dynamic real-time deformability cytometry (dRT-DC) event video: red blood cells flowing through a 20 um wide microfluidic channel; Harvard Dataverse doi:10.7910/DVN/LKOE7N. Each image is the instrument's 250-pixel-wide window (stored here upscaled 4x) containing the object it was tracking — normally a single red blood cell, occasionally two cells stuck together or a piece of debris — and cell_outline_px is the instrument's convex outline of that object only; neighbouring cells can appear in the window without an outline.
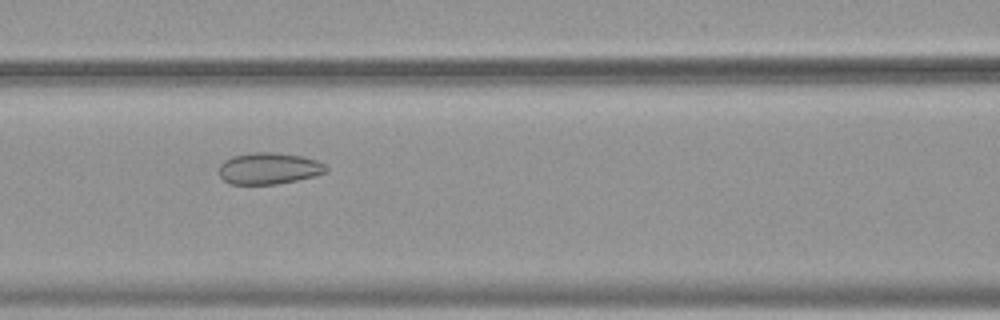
{"species": "common noctule bat (a hibernating species)", "species_latin": "Nyctalus noctula", "temperature_condition": "warm", "stored_images_in_passage": 55, "camera_frame_rate_fps": 3000, "um_per_image_px": 0.085, "animal": {"sex": "female", "body_mass_g": 19.9}, "frame": {"image": 1, "passage_image": 25, "time_ms": 8.0, "image_size_px": [1000, 320], "cell_outline_px": [[328, 172], [296, 180], [276, 184], [232, 184], [224, 180], [220, 176], [220, 164], [224, 160], [232, 156], [252, 152], [272, 152], [300, 156], [316, 160], [324, 164], [328, 168]], "centroid_in_image_um": [22.84, 14.31], "position_along_channel_um": 143.8, "area_um2": 19.54}}
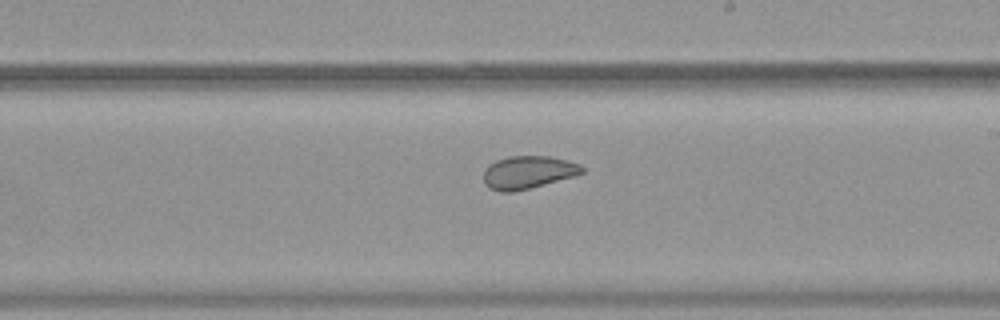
{"frame": {"image": 2, "passage_image": 33, "time_ms": 10.667, "image_size_px": [1000, 320], "cell_outline_px": [[584, 172], [576, 176], [512, 192], [500, 192], [488, 188], [484, 184], [484, 168], [496, 160], [508, 156], [548, 156], [580, 164], [584, 168]], "centroid_in_image_um": [44.86, 14.65], "position_along_channel_um": 244.1, "area_um2": 18.84}}
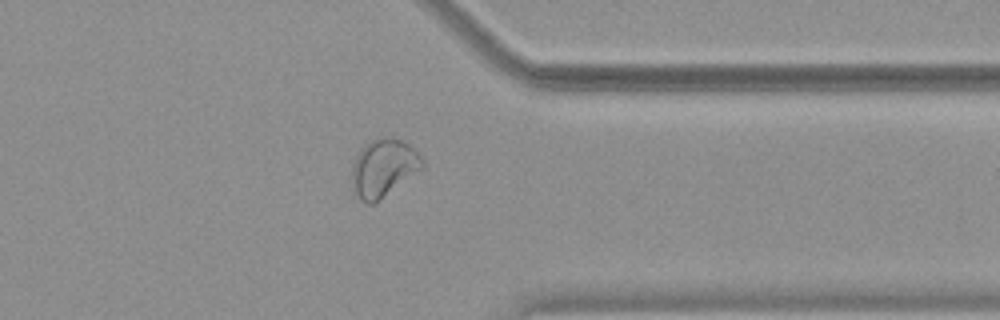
{"frame": {"image": 3, "passage_image": 44, "time_ms": 14.333, "image_size_px": [1000, 320], "cell_outline_px": [[424, 168], [372, 204], [364, 204], [352, 192], [352, 168], [356, 156], [360, 148], [364, 144], [372, 140], [384, 136], [388, 136], [404, 140], [424, 160]], "centroid_in_image_um": [32.58, 14.26], "position_along_channel_um": 378.8, "area_um2": 23.81}, "authors_computed_cell_mechanics": {"area_um2": 25.0852, "velocity_mm_per_s": 3.7869, "shape_relaxation_time_tau1_ms": null, "shape_relaxation_time_tau2_ms": 1.4041, "deformation_change_tau1": null, "deformation_change_tau2": 0.0672}}